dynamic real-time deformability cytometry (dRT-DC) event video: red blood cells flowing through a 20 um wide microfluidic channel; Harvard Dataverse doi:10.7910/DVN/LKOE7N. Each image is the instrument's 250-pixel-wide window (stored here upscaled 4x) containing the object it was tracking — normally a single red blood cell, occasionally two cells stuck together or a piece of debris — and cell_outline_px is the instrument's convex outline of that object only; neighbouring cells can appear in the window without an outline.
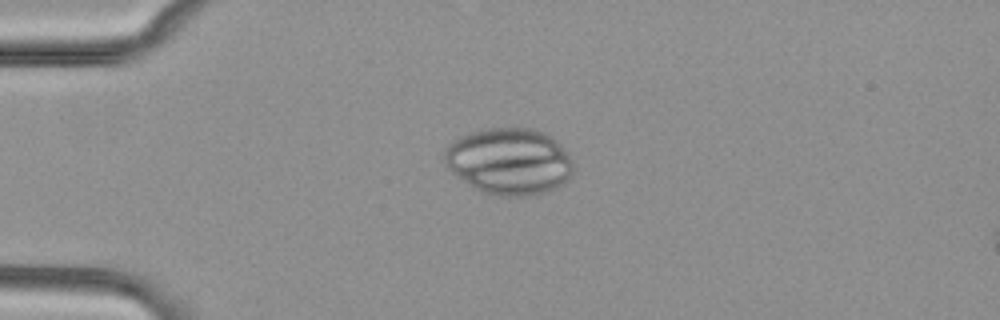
{"species": "common noctule bat (a hibernating species)", "species_latin": "Nyctalus noctula", "temperature_condition": "cold", "stored_images_in_passage": 41, "camera_frame_rate_fps": 3000, "um_per_image_px": 0.085, "animal": {"sex": "female", "body_mass_g": 29.2, "forearm_length_mm": 56.3}, "frame": {"image": 1, "passage_image": 1, "time_ms": 0.0, "image_size_px": [1000, 320], "cell_outline_px": [[572, 172], [568, 180], [544, 192], [528, 196], [500, 196], [484, 192], [476, 188], [452, 172], [444, 164], [444, 152], [448, 144], [452, 140], [460, 136], [472, 132], [488, 128], [536, 128], [544, 132], [556, 140], [560, 144], [568, 156], [572, 164]], "centroid_in_image_um": [43.26, 13.69], "position_along_channel_um": 41.7, "area_um2": 49.65}}
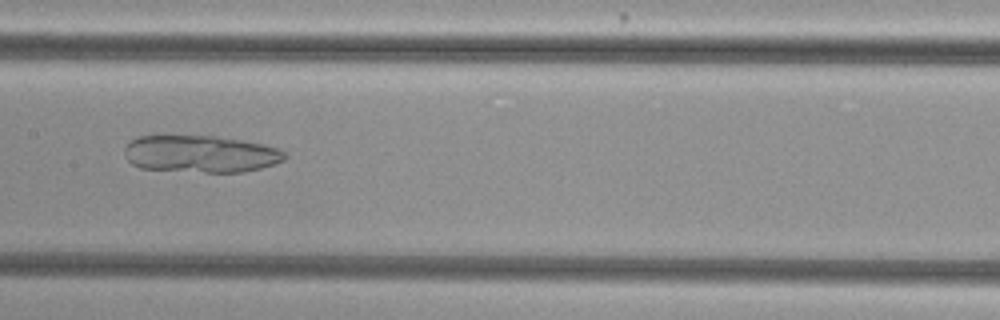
{"frame": {"image": 2, "passage_image": 15, "time_ms": 4.667, "image_size_px": [1000, 320], "cell_outline_px": [[288, 156], [284, 160], [276, 164], [244, 172], [204, 172], [140, 168], [132, 164], [124, 156], [124, 148], [136, 136], [216, 136], [264, 144], [280, 148]], "centroid_in_image_um": [17.08, 13.08], "position_along_channel_um": 190.3, "area_um2": 34.8}}
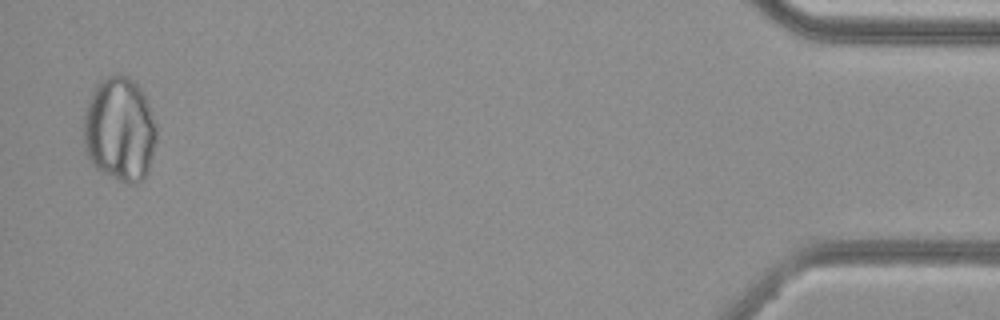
{"frame": {"image": 3, "passage_image": 40, "time_ms": 13.0, "image_size_px": [1000, 320], "cell_outline_px": [[156, 140], [148, 168], [144, 180], [136, 184], [128, 184], [100, 172], [92, 164], [84, 148], [84, 112], [92, 92], [96, 84], [104, 76], [116, 72], [128, 76], [144, 92], [156, 124]], "centroid_in_image_um": [10.16, 10.98], "position_along_channel_um": 425.0, "area_um2": 44.85}}